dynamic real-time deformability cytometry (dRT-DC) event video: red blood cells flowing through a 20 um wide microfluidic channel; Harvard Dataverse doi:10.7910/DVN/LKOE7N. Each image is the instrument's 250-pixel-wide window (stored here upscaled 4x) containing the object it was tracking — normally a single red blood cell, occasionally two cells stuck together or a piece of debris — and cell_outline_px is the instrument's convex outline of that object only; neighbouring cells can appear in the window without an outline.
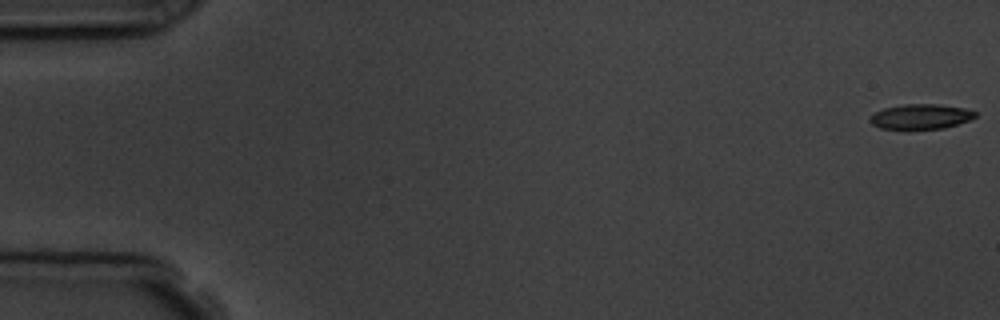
{"species": "common noctule bat (a hibernating species)", "species_latin": "Nyctalus noctula", "temperature_condition": "room temperature", "stored_images_in_passage": 8, "camera_frame_rate_fps": 3000, "um_per_image_px": 0.085, "animal": {"sex": "male", "body_mass_g": 19.5, "forearm_length_mm": 54.6}, "frame": {"image": 1, "passage_image": 1, "time_ms": 0.0, "image_size_px": [1000, 320], "cell_outline_px": [[976, 116], [968, 120], [944, 128], [908, 132], [880, 128], [872, 124], [868, 120], [876, 112], [884, 108], [904, 104], [940, 104], [964, 108], [976, 112]], "centroid_in_image_um": [78.21, 9.95], "position_along_channel_um": 6.8, "area_um2": 15.9}}
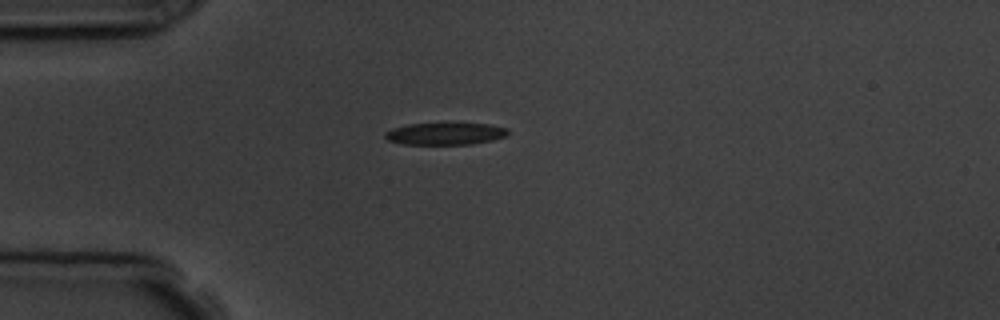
{"frame": {"image": 2, "passage_image": 5, "time_ms": 4.667, "image_size_px": [1000, 320], "cell_outline_px": [[508, 136], [492, 140], [472, 144], [404, 144], [388, 140], [384, 136], [384, 132], [392, 128], [408, 124], [488, 124], [508, 128]], "centroid_in_image_um": [37.85, 11.37], "position_along_channel_um": 47.2, "area_um2": 15.66}}